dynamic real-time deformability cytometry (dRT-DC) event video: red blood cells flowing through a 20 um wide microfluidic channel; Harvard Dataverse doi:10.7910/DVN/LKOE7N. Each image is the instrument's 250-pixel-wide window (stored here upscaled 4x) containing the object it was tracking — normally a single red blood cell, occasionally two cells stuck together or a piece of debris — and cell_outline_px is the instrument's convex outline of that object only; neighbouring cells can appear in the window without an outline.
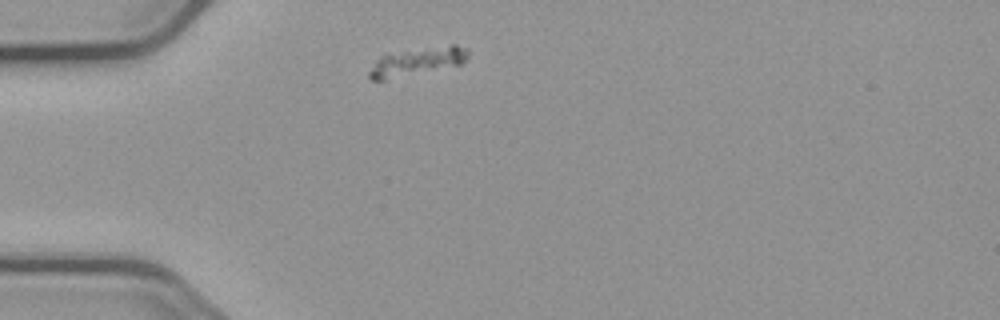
{"species": "common noctule bat (a hibernating species)", "species_latin": "Nyctalus noctula", "temperature_condition": "cold", "stored_images_in_passage": 3, "camera_frame_rate_fps": 3000, "um_per_image_px": 0.085, "animal": {"sex": "male", "body_mass_g": 23.1, "forearm_length_mm": 52.7}, "frame": {"image": 1, "passage_image": 1, "time_ms": 0.0, "image_size_px": [1000, 320], "cell_outline_px": [[468, 56], [460, 64], [384, 80], [368, 80], [368, 72], [376, 60], [380, 56], [452, 44], [456, 44], [468, 48]], "centroid_in_image_um": [35.44, 5.24], "position_along_channel_um": 49.6, "area_um2": 15.49}}
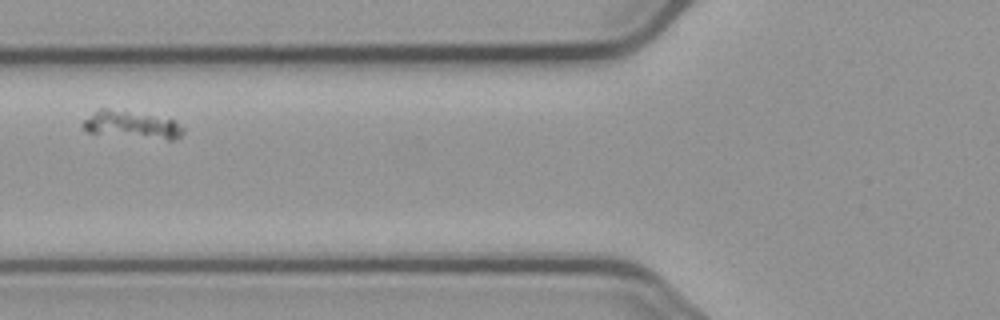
{"frame": {"image": 2, "passage_image": 3, "time_ms": 2.333, "image_size_px": [1000, 320], "cell_outline_px": [[184, 132], [176, 140], [168, 140], [88, 132], [80, 124], [84, 120], [100, 108], [108, 108], [172, 120], [180, 124], [184, 128]], "centroid_in_image_um": [11.21, 10.62], "position_along_channel_um": 114.6, "area_um2": 15.61}}